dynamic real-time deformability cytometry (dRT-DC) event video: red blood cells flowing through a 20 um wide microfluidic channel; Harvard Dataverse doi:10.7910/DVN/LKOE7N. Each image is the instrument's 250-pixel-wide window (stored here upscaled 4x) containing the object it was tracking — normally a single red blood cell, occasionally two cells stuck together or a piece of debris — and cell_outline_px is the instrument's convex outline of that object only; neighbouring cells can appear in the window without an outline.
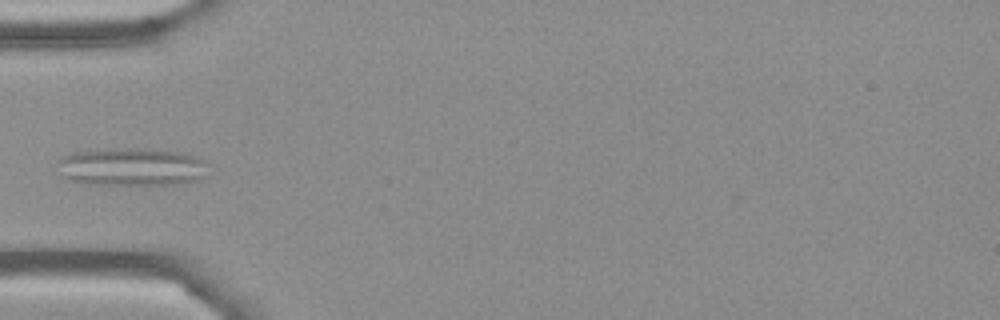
{"species": "Egyptian fruit bat (a non-hibernating species)", "species_latin": "Rousettus aegyptiacus", "temperature_condition": "cold", "stored_images_in_passage": 7, "camera_frame_rate_fps": 3000, "um_per_image_px": 0.085, "frame": {"image": 1, "passage_image": 5, "time_ms": 5.0, "image_size_px": [1000, 320], "cell_outline_px": [[208, 176], [200, 180], [184, 184], [88, 184], [68, 180], [56, 176], [56, 160], [60, 156], [72, 152], [116, 148], [144, 148], [180, 152], [204, 160], [208, 164]], "centroid_in_image_um": [11.13, 14.19], "position_along_channel_um": 73.9, "area_um2": 34.39}}